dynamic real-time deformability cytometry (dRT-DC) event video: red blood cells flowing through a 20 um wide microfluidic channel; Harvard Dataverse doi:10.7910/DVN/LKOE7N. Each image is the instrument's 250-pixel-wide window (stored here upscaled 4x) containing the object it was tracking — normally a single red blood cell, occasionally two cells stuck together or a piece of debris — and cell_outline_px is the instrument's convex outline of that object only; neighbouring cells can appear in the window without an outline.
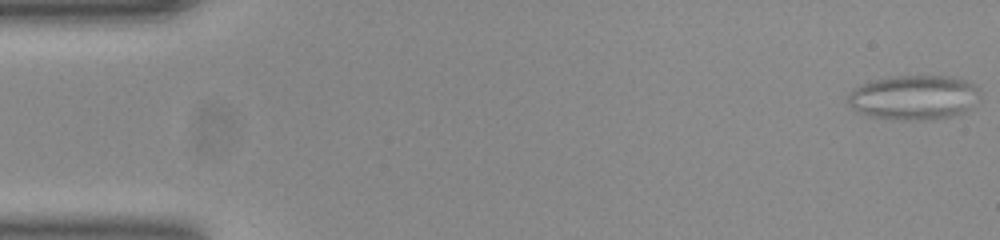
{"species": "common noctule bat (a hibernating species)", "species_latin": "Nyctalus noctula", "temperature_condition": "room temperature", "stored_images_in_passage": 53, "camera_frame_rate_fps": 3000, "um_per_image_px": 0.085, "animal": {"sex": "female", "body_mass_g": 23.0, "forearm_length_mm": 53.4}, "frame": {"image": 1, "passage_image": 1, "time_ms": 0.0, "image_size_px": [1000, 240], "cell_outline_px": [[972, 84], [960, 108], [956, 112], [948, 116], [876, 116], [864, 112], [856, 108], [848, 100], [848, 96], [856, 88], [864, 84], [876, 80], [900, 76], [944, 76], [964, 80]], "centroid_in_image_um": [77.44, 8.18], "position_along_channel_um": 7.6, "area_um2": 29.59}}
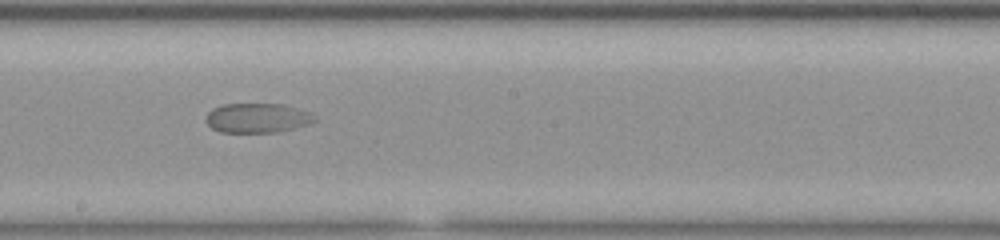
{"frame": {"image": 2, "passage_image": 29, "time_ms": 9.333, "image_size_px": [1000, 240], "cell_outline_px": [[316, 120], [292, 128], [276, 132], [220, 132], [212, 128], [208, 124], [208, 112], [212, 108], [224, 104], [284, 104], [312, 112], [316, 116]], "centroid_in_image_um": [21.89, 10.01], "position_along_channel_um": 226.3, "area_um2": 18.5}}
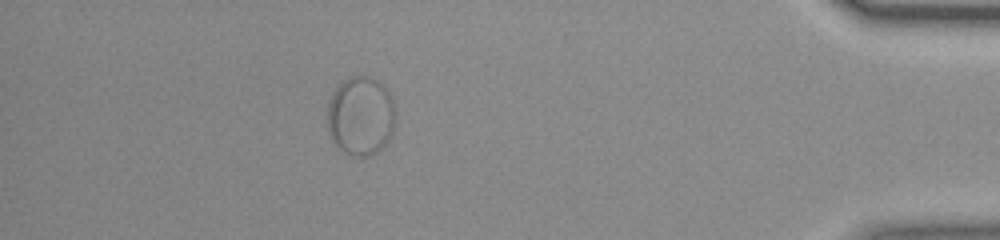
{"frame": {"image": 3, "passage_image": 47, "time_ms": 15.333, "image_size_px": [1000, 240], "cell_outline_px": [[396, 116], [392, 132], [388, 140], [376, 152], [368, 156], [356, 156], [344, 152], [332, 140], [328, 132], [328, 104], [332, 92], [336, 84], [352, 76], [368, 76], [376, 80], [388, 92], [392, 100]], "centroid_in_image_um": [30.64, 9.84], "position_along_channel_um": 404.6, "area_um2": 31.27}}